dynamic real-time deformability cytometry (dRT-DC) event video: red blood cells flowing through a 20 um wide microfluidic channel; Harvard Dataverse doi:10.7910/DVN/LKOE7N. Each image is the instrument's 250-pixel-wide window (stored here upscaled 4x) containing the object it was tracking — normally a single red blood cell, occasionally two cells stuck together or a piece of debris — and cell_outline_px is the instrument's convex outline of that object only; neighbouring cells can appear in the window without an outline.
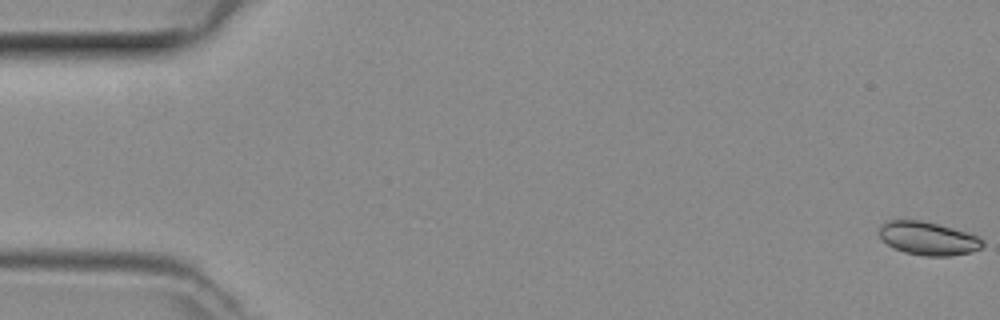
{"species": "common noctule bat (a hibernating species)", "species_latin": "Nyctalus noctula", "temperature_condition": "room temperature", "stored_images_in_passage": 50, "camera_frame_rate_fps": 3000, "um_per_image_px": 0.085, "animal": {"sex": "female", "body_mass_g": 29.2, "forearm_length_mm": 56.3}, "frame": {"image": 1, "passage_image": 1, "time_ms": 0.0, "image_size_px": [1000, 320], "cell_outline_px": [[984, 244], [980, 248], [972, 252], [952, 256], [924, 256], [904, 252], [892, 248], [880, 236], [880, 224], [888, 220], [920, 220], [968, 232], [980, 236], [984, 240]], "centroid_in_image_um": [78.92, 20.27], "position_along_channel_um": 6.1, "area_um2": 20.17}}
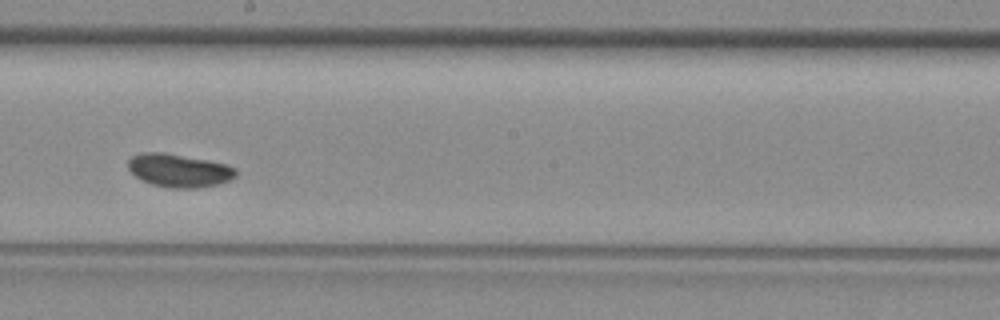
{"frame": {"image": 2, "passage_image": 28, "time_ms": 9.0, "image_size_px": [1000, 320], "cell_outline_px": [[236, 176], [220, 184], [196, 188], [172, 188], [152, 184], [140, 180], [128, 168], [128, 160], [132, 156], [144, 152], [164, 152], [208, 160], [228, 164], [236, 168]], "centroid_in_image_um": [15.23, 14.49], "position_along_channel_um": 233.0, "area_um2": 20.92}}
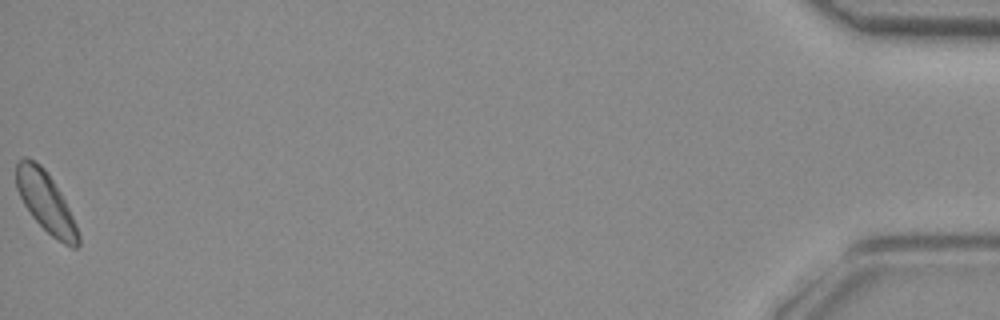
{"frame": {"image": 3, "passage_image": 50, "time_ms": 16.333, "image_size_px": [1000, 320], "cell_outline_px": [[80, 244], [76, 248], [72, 248], [64, 244], [52, 236], [32, 216], [24, 204], [16, 188], [16, 164], [24, 156], [28, 156], [40, 164], [48, 172], [60, 192], [76, 224], [80, 236]], "centroid_in_image_um": [3.89, 17.15], "position_along_channel_um": 431.3, "area_um2": 21.62}}